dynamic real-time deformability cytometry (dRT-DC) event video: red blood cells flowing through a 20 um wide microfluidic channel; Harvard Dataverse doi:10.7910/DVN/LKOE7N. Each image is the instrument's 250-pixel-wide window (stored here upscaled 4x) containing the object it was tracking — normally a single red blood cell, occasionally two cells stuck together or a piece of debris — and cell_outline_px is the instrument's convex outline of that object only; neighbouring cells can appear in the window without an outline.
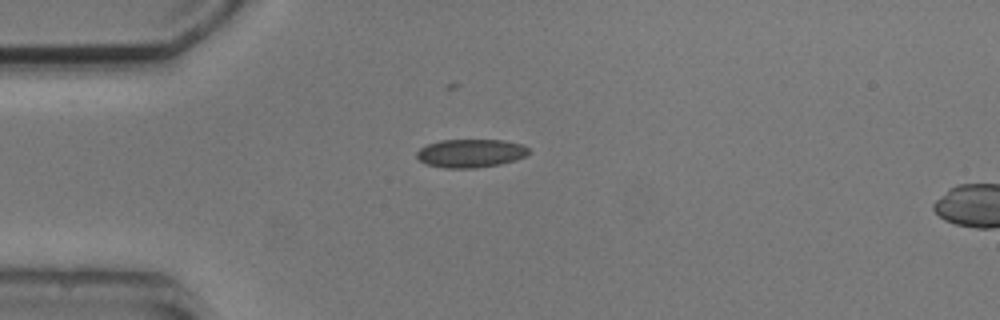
{"species": "common noctule bat (a hibernating species)", "species_latin": "Nyctalus noctula", "temperature_condition": "cold", "stored_images_in_passage": 4, "camera_frame_rate_fps": 3000, "um_per_image_px": 0.085, "animal": {"sex": "male", "body_mass_g": 20.5, "forearm_length_mm": 52.5}, "frame": {"image": 1, "passage_image": 1, "time_ms": 0.0, "image_size_px": [1000, 320], "cell_outline_px": [[532, 152], [516, 160], [500, 164], [476, 168], [444, 168], [424, 164], [416, 156], [416, 152], [420, 148], [428, 144], [440, 140], [504, 140], [524, 144]], "centroid_in_image_um": [40.02, 13.03], "position_along_channel_um": 45.0, "area_um2": 18.73}}